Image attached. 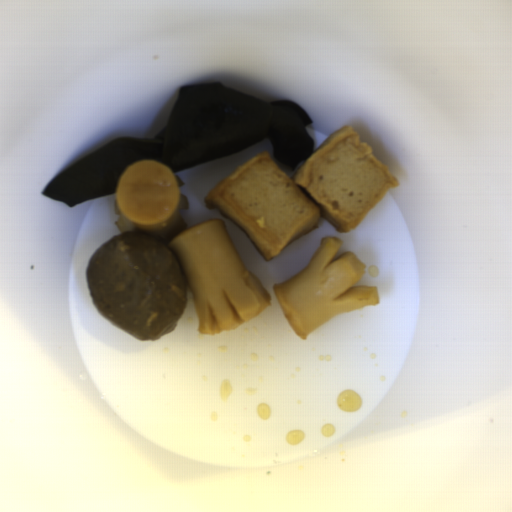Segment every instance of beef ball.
<instances>
[{"label": "beef ball", "instance_id": "c3f7d807", "mask_svg": "<svg viewBox=\"0 0 512 512\" xmlns=\"http://www.w3.org/2000/svg\"><path fill=\"white\" fill-rule=\"evenodd\" d=\"M91 300L112 323L139 339L171 334L186 307L187 279L166 243L121 232L97 247L86 268Z\"/></svg>", "mask_w": 512, "mask_h": 512}]
</instances>
